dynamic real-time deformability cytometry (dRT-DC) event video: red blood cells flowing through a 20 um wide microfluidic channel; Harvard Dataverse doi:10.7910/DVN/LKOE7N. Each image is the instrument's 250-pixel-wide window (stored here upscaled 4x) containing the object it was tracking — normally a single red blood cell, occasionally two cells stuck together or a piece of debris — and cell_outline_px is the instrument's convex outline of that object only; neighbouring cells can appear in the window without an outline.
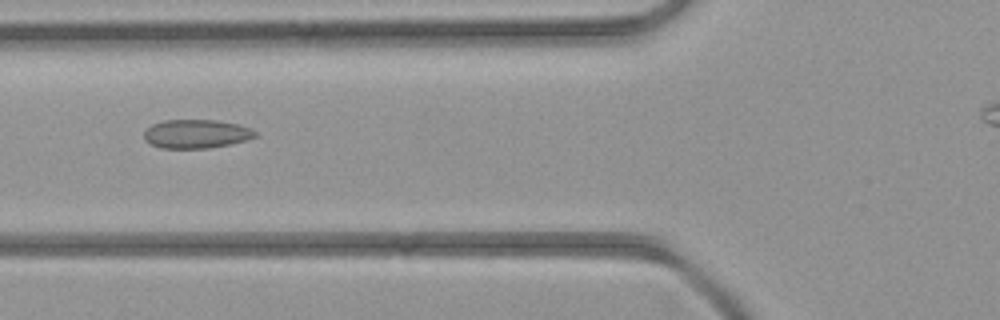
{"species": "common noctule bat (a hibernating species)", "species_latin": "Nyctalus noctula", "temperature_condition": "room temperature", "stored_images_in_passage": 5, "camera_frame_rate_fps": 3000, "um_per_image_px": 0.085, "animal": {"sex": "female", "body_mass_g": 21.9}, "frame": {"image": 1, "passage_image": 5, "time_ms": 5.333, "image_size_px": [1000, 320], "cell_outline_px": [[256, 136], [248, 140], [208, 148], [160, 148], [144, 140], [144, 132], [152, 124], [164, 120], [216, 120], [240, 124], [252, 128], [256, 132]], "centroid_in_image_um": [16.7, 11.37], "position_along_channel_um": 109.1, "area_um2": 18.67}}